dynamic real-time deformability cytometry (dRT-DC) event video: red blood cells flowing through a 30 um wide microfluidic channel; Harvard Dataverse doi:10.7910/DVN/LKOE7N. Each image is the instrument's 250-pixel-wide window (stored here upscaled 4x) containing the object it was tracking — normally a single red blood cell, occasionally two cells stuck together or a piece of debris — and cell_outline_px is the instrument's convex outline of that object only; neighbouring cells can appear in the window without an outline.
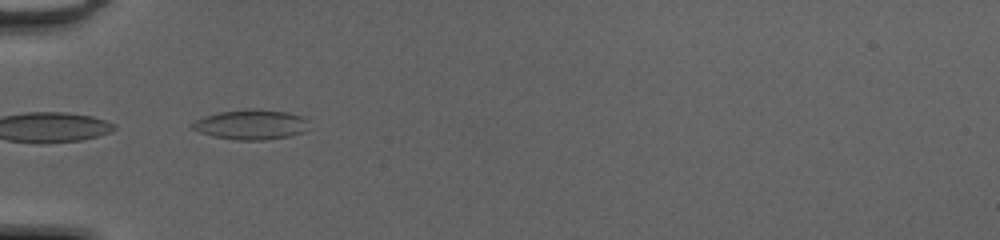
{"species": "common noctule bat (a hibernating species)", "species_latin": "Nyctalus noctula", "temperature_condition": "cold", "stored_images_in_passage": 33, "camera_frame_rate_fps": 3000, "um_per_image_px": 0.085, "animal": {"sex": "female", "body_mass_g": 20.0, "forearm_length_mm": 54.0}, "frame": {"image": 1, "passage_image": 1, "time_ms": 0.0, "image_size_px": [1000, 240], "cell_outline_px": [[308, 120], [304, 132], [288, 136], [264, 140], [236, 140], [212, 136], [200, 132], [192, 128], [192, 124], [196, 120], [204, 116], [220, 112], [256, 108], [288, 112], [300, 116]], "centroid_in_image_um": [21.33, 10.59], "position_along_channel_um": 63.7, "area_um2": 20.17}}
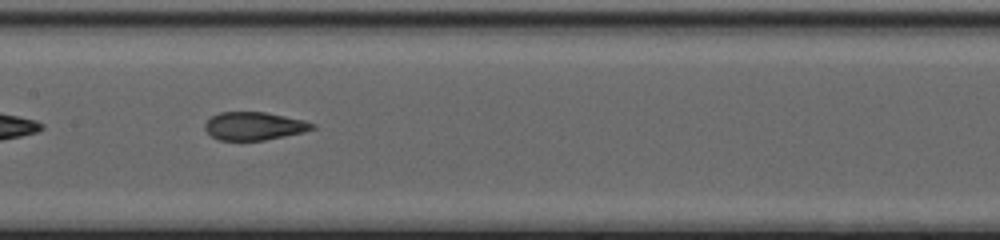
{"frame": {"image": 2, "passage_image": 10, "time_ms": 3.0, "image_size_px": [1000, 240], "cell_outline_px": [[316, 128], [304, 132], [264, 140], [220, 140], [212, 136], [204, 128], [204, 124], [212, 116], [220, 112], [264, 112], [304, 120], [316, 124]], "centroid_in_image_um": [21.62, 10.71], "position_along_channel_um": 185.8, "area_um2": 17.46}}
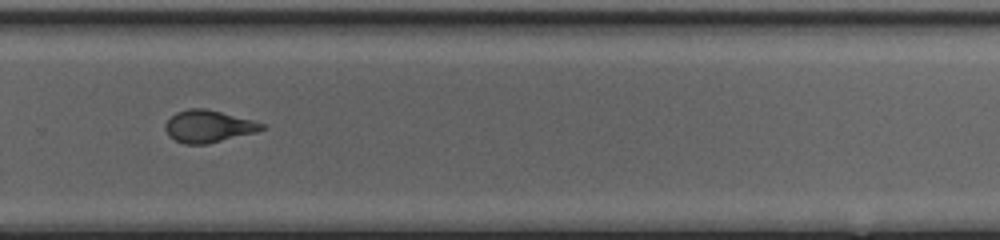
{"frame": {"image": 3, "passage_image": 19, "time_ms": 6.0, "image_size_px": [1000, 240], "cell_outline_px": [[268, 128], [256, 132], [208, 144], [184, 144], [168, 136], [164, 128], [164, 124], [176, 112], [188, 108], [208, 108], [252, 120], [264, 124]], "centroid_in_image_um": [17.71, 10.73], "position_along_channel_um": 312.1, "area_um2": 18.26}, "authors_computed_cell_mechanics": {"area_um2": 18.4382, "velocity_mm_per_s": 4.2228, "shape_relaxation_time_tau1_ms": null, "shape_relaxation_time_tau2_ms": 0.9259, "deformation_change_tau1": null, "deformation_change_tau2": 0.0836}}